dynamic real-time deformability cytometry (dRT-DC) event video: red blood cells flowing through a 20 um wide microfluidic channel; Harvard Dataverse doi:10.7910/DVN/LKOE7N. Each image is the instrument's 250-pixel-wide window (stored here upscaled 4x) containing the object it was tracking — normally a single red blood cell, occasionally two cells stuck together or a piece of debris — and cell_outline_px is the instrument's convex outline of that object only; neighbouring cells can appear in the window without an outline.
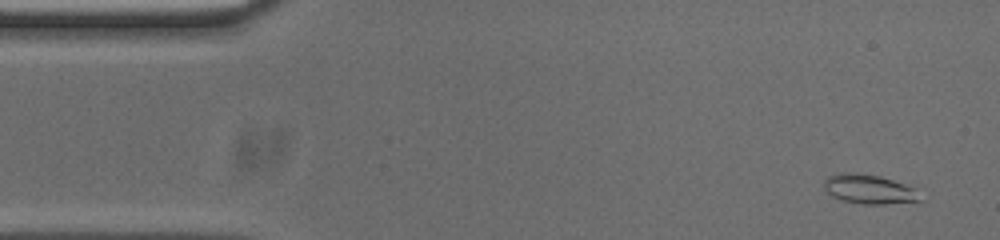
{"species": "common noctule bat (a hibernating species)", "species_latin": "Nyctalus noctula", "temperature_condition": "cold", "stored_images_in_passage": 53, "camera_frame_rate_fps": 3000, "um_per_image_px": 0.085, "animal": {"sex": "male", "body_mass_g": 20.0, "forearm_length_mm": 53.3}, "frame": {"image": 1, "passage_image": 3, "time_ms": 0.667, "image_size_px": [1000, 240], "cell_outline_px": [[920, 200], [884, 204], [860, 204], [844, 200], [832, 196], [824, 188], [824, 180], [828, 176], [840, 172], [856, 172], [880, 176], [904, 184], [912, 188]], "centroid_in_image_um": [73.77, 16.06], "position_along_channel_um": 11.2, "area_um2": 16.07}}
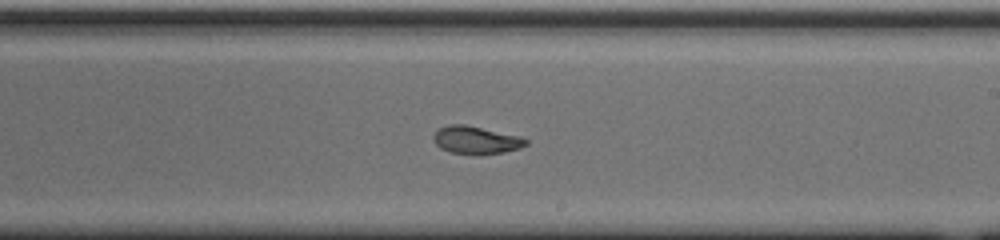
{"frame": {"image": 2, "passage_image": 30, "time_ms": 9.667, "image_size_px": [1000, 240], "cell_outline_px": [[528, 144], [520, 148], [504, 152], [480, 156], [476, 156], [452, 152], [440, 148], [432, 140], [432, 136], [440, 128], [448, 124], [464, 124], [520, 136], [528, 140]], "centroid_in_image_um": [40.46, 11.93], "position_along_channel_um": 248.5, "area_um2": 15.2}}
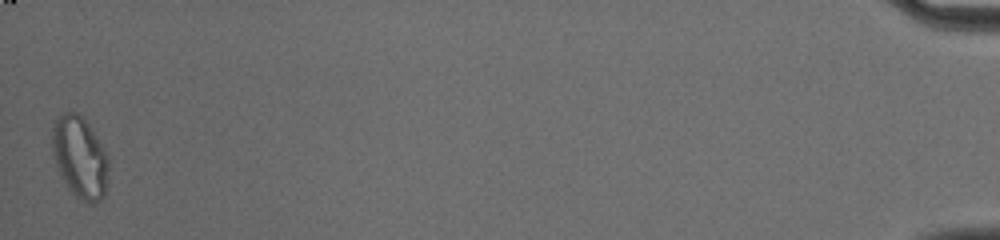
{"frame": {"image": 3, "passage_image": 53, "time_ms": 17.333, "image_size_px": [1000, 240], "cell_outline_px": [[108, 168], [104, 196], [100, 200], [92, 204], [88, 204], [80, 200], [68, 188], [60, 176], [52, 152], [52, 128], [56, 120], [64, 112], [80, 112], [104, 148], [108, 156]], "centroid_in_image_um": [6.78, 13.38], "position_along_channel_um": 428.4, "area_um2": 26.88}, "authors_computed_cell_mechanics": {"area_um2": 15.7794, "velocity_mm_per_s": 3.7414, "shape_relaxation_time_tau1_ms": 10.5324, "shape_relaxation_time_tau2_ms": 1.8301, "deformation_change_tau1": 0.2374, "deformation_change_tau2": 0.0652}}